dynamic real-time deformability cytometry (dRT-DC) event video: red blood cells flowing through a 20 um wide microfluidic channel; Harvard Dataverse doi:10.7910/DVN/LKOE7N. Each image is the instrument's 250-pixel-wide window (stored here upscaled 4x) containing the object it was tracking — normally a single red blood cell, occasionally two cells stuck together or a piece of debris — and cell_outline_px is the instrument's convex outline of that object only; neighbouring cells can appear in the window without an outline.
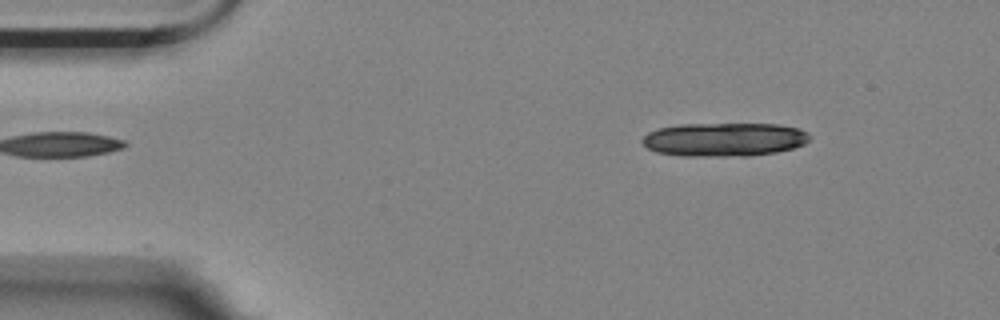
{"species": "Egyptian fruit bat (a non-hibernating species)", "species_latin": "Rousettus aegyptiacus", "temperature_condition": "room temperature", "stored_images_in_passage": 5, "camera_frame_rate_fps": 3000, "um_per_image_px": 0.085, "animal": {"sex": "female"}, "frame": {"image": 1, "passage_image": 5, "time_ms": 1.333, "image_size_px": [1000, 320], "cell_outline_px": [[808, 140], [804, 144], [792, 148], [776, 152], [748, 156], [680, 156], [656, 152], [648, 148], [640, 140], [648, 132], [660, 128], [680, 124], [776, 124], [796, 128], [808, 132]], "centroid_in_image_um": [61.52, 11.86], "position_along_channel_um": 23.5, "area_um2": 32.77}}